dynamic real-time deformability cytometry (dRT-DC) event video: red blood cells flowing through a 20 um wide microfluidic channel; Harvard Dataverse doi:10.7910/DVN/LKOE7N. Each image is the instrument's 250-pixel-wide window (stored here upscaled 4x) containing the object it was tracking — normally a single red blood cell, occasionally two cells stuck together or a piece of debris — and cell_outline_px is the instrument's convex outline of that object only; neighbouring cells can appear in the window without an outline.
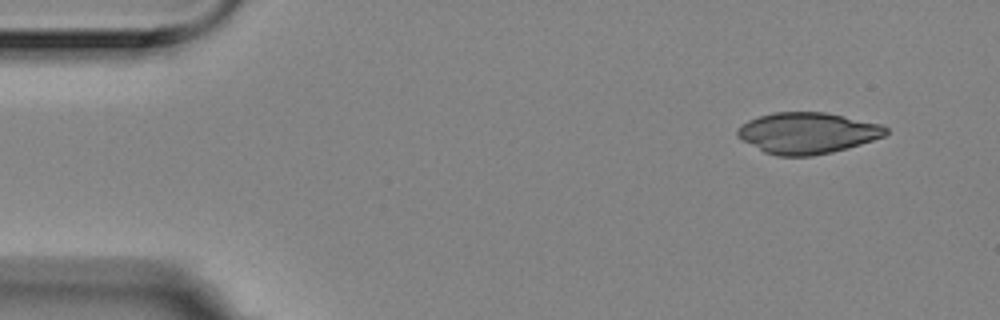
{"species": "Egyptian fruit bat (a non-hibernating species)", "species_latin": "Rousettus aegyptiacus", "temperature_condition": "room temperature", "stored_images_in_passage": 37, "camera_frame_rate_fps": 3000, "um_per_image_px": 0.085, "animal": {"sex": "female"}, "frame": {"image": 1, "passage_image": 1, "time_ms": 0.0, "image_size_px": [1000, 320], "cell_outline_px": [[888, 132], [884, 136], [848, 148], [832, 152], [812, 156], [776, 156], [764, 152], [736, 136], [736, 132], [748, 120], [772, 112], [824, 112], [844, 116], [880, 124], [888, 128]], "centroid_in_image_um": [68.63, 11.31], "position_along_channel_um": 16.4, "area_um2": 35.37}}